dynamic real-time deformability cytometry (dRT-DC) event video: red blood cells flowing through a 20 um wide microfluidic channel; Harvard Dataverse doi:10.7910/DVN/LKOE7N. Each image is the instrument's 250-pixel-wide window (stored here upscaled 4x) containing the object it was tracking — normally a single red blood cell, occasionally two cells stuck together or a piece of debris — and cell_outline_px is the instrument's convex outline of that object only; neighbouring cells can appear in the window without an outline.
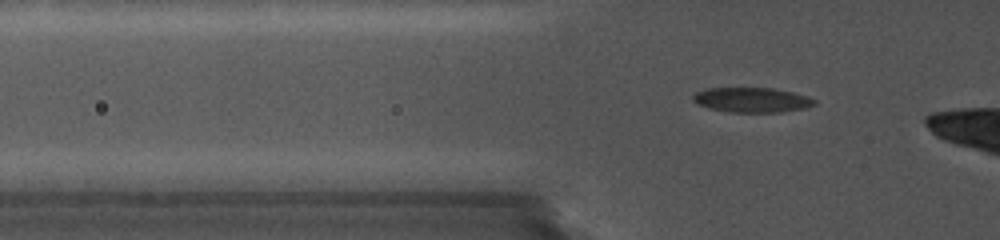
{"species": "common noctule bat (a hibernating species)", "species_latin": "Nyctalus noctula", "temperature_condition": "cold", "stored_images_in_passage": 41, "camera_frame_rate_fps": 5000, "um_per_image_px": 0.085, "animal": {"sex": "female", "body_mass_g": 19.0, "forearm_length_mm": 56.7}, "frame": {"image": 1, "passage_image": 13, "time_ms": 4.2, "image_size_px": [1000, 240], "cell_outline_px": [[816, 104], [804, 108], [780, 112], [728, 112], [708, 108], [696, 104], [692, 100], [692, 96], [696, 92], [704, 88], [772, 88], [792, 92], [808, 96], [816, 100]], "centroid_in_image_um": [63.87, 8.49], "position_along_channel_um": 61.9, "area_um2": 17.69}}
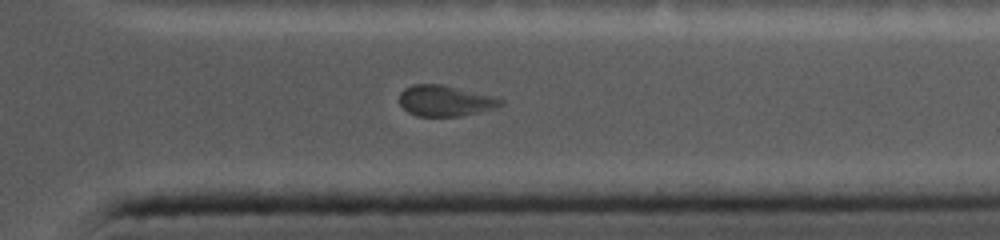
{"frame": {"image": 2, "passage_image": 36, "time_ms": 12.8, "image_size_px": [1000, 240], "cell_outline_px": [[504, 104], [496, 108], [480, 112], [460, 116], [416, 116], [408, 112], [400, 104], [400, 92], [404, 88], [412, 84], [440, 84], [496, 96], [504, 100]], "centroid_in_image_um": [37.87, 8.56], "position_along_channel_um": 373.5, "area_um2": 18.38}}
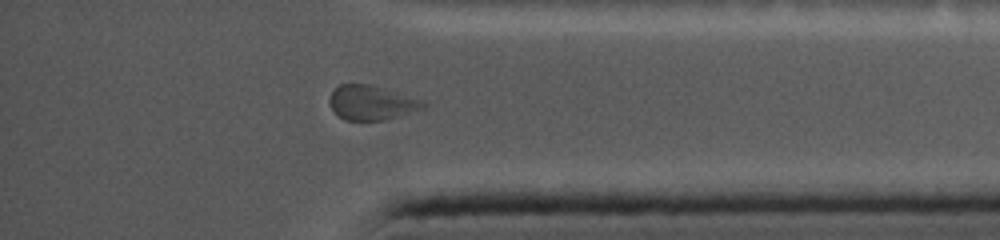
{"frame": {"image": 3, "passage_image": 38, "time_ms": 13.6, "image_size_px": [1000, 240], "cell_outline_px": [[428, 104], [424, 108], [400, 116], [384, 120], [344, 120], [332, 108], [328, 100], [332, 92], [340, 84], [368, 84], [384, 88], [424, 100]], "centroid_in_image_um": [31.61, 8.73], "position_along_channel_um": 403.6, "area_um2": 18.79}}